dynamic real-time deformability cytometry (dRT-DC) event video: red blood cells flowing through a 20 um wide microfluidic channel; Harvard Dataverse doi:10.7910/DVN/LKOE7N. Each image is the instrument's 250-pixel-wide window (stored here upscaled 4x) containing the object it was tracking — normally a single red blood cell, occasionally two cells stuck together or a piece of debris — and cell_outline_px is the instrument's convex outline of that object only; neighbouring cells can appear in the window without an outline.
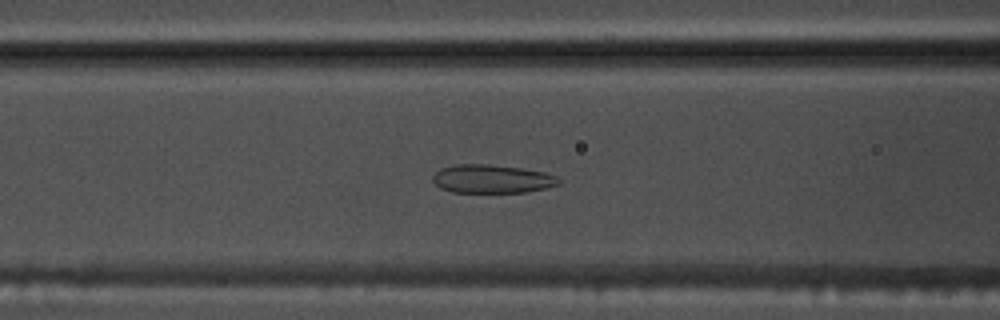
{"species": "common noctule bat (a hibernating species)", "species_latin": "Nyctalus noctula", "temperature_condition": "warm", "stored_images_in_passage": 45, "camera_frame_rate_fps": 3000, "um_per_image_px": 0.085, "animal": {"sex": "male", "body_mass_g": 17.5, "forearm_length_mm": 52.3}, "frame": {"image": 1, "passage_image": 21, "time_ms": 6.667, "image_size_px": [1000, 320], "cell_outline_px": [[560, 184], [544, 188], [524, 192], [452, 192], [440, 188], [432, 180], [432, 176], [440, 168], [456, 164], [488, 164], [520, 168], [544, 172], [556, 176], [560, 180]], "centroid_in_image_um": [41.78, 15.2], "position_along_channel_um": 124.8, "area_um2": 20.81}}
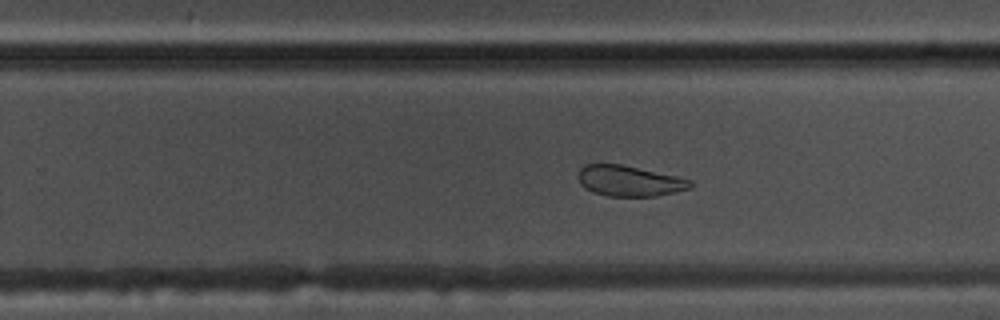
{"frame": {"image": 2, "passage_image": 33, "time_ms": 10.667, "image_size_px": [1000, 320], "cell_outline_px": [[692, 188], [656, 196], [608, 196], [592, 192], [584, 188], [580, 184], [576, 176], [580, 168], [584, 164], [620, 164], [676, 176], [692, 180]], "centroid_in_image_um": [53.45, 15.38], "position_along_channel_um": 276.4, "area_um2": 20.11}}
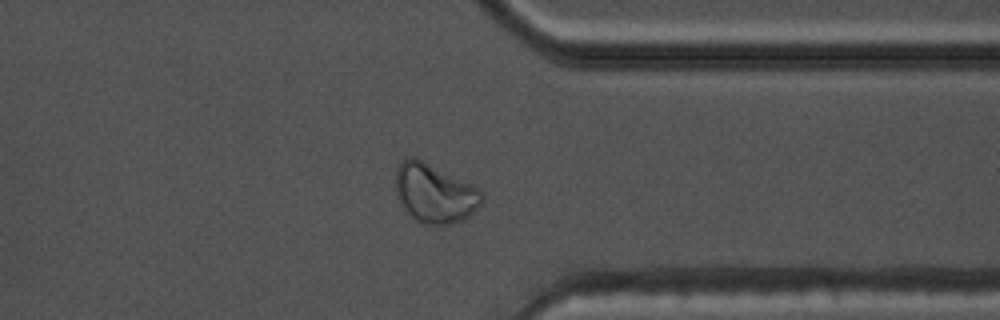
{"frame": {"image": 3, "passage_image": 41, "time_ms": 13.333, "image_size_px": [1000, 320], "cell_outline_px": [[484, 200], [464, 220], [448, 224], [420, 224], [408, 212], [400, 200], [396, 192], [396, 168], [404, 160], [412, 156], [476, 188], [484, 196]], "centroid_in_image_um": [36.92, 16.47], "position_along_channel_um": 374.5, "area_um2": 28.55}, "authors_computed_cell_mechanics": {"area_um2": 24.1604, "velocity_mm_per_s": 3.7968, "shape_relaxation_time_tau1_ms": null, "shape_relaxation_time_tau2_ms": 1.4397, "deformation_change_tau1": null, "deformation_change_tau2": 0.0792}}